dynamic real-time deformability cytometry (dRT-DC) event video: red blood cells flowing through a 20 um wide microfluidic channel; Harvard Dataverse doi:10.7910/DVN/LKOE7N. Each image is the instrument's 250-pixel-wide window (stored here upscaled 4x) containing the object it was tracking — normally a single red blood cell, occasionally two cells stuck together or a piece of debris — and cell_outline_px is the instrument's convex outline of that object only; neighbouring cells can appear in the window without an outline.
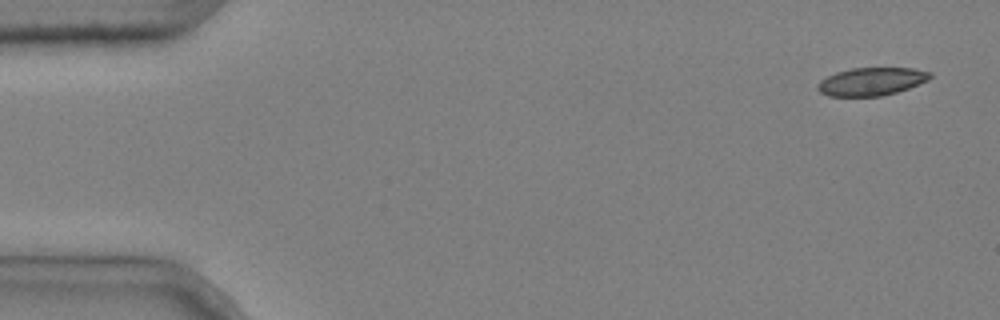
{"species": "common noctule bat (a hibernating species)", "species_latin": "Nyctalus noctula", "temperature_condition": "cold", "stored_images_in_passage": 4, "camera_frame_rate_fps": 3000, "um_per_image_px": 0.085, "animal": {"sex": "male", "body_mass_g": 20.4}, "frame": {"image": 1, "passage_image": 1, "time_ms": 0.0, "image_size_px": [1000, 320], "cell_outline_px": [[932, 76], [928, 80], [908, 88], [896, 92], [880, 96], [828, 96], [820, 92], [816, 88], [816, 84], [820, 80], [836, 72], [852, 68], [912, 68], [932, 72]], "centroid_in_image_um": [74.05, 6.93], "position_along_channel_um": 10.9, "area_um2": 18.32}}